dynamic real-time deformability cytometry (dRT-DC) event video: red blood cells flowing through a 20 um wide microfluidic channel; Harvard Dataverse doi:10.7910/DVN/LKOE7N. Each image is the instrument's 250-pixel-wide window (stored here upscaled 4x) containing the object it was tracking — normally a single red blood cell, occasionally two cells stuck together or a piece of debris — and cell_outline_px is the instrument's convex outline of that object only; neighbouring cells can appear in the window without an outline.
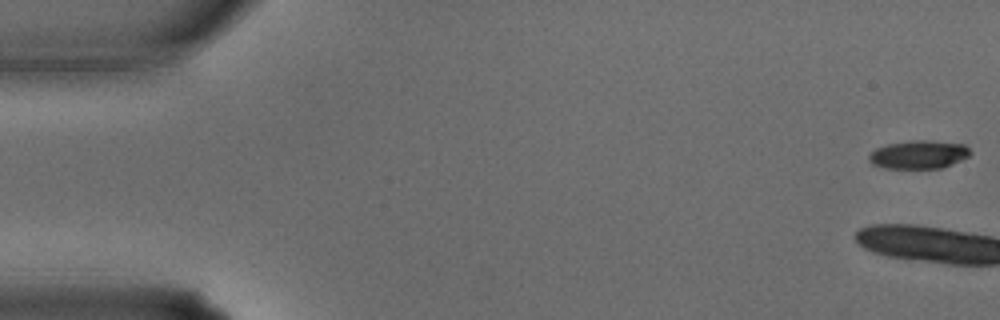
{"species": "common noctule bat (a hibernating species)", "species_latin": "Nyctalus noctula", "temperature_condition": "warm", "stored_images_in_passage": 3, "camera_frame_rate_fps": 3000, "um_per_image_px": 0.085, "animal": {"sex": "male", "body_mass_g": 15.6}, "frame": {"image": 1, "passage_image": 1, "time_ms": 0.0, "image_size_px": [1000, 320], "cell_outline_px": [[972, 152], [968, 156], [952, 164], [940, 168], [884, 168], [872, 164], [868, 160], [868, 156], [876, 148], [888, 144], [912, 140], [928, 140], [964, 144]], "centroid_in_image_um": [78.08, 13.13], "position_along_channel_um": 6.9, "area_um2": 16.65}}